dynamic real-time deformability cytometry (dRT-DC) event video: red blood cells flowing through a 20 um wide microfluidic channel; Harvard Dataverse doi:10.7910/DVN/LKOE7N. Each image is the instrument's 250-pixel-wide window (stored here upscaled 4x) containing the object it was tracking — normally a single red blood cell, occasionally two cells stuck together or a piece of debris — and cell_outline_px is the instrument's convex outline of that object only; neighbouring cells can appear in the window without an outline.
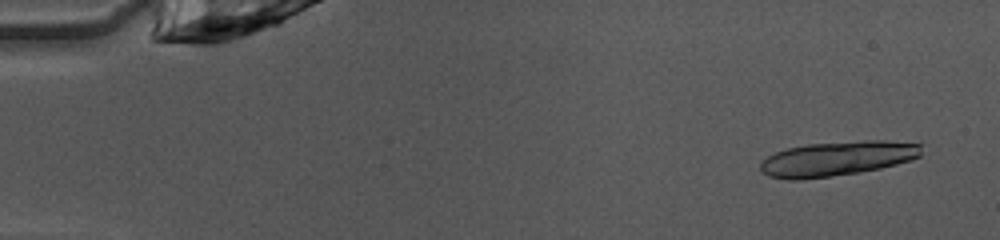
{"species": "common noctule bat (a hibernating species)", "species_latin": "Nyctalus noctula", "temperature_condition": "warm", "stored_images_in_passage": 14, "camera_frame_rate_fps": 3000, "um_per_image_px": 0.085, "animal": {"sex": "female", "body_mass_g": 10.0, "forearm_length_mm": 53.1}, "frame": {"image": 1, "passage_image": 3, "time_ms": 0.667, "image_size_px": [1000, 240], "cell_outline_px": [[920, 156], [896, 164], [880, 168], [860, 172], [800, 180], [788, 180], [768, 176], [760, 172], [760, 164], [768, 156], [776, 152], [788, 148], [808, 144], [864, 140], [884, 140], [920, 144]], "centroid_in_image_um": [71.11, 13.48], "position_along_channel_um": 13.9, "area_um2": 32.31}}